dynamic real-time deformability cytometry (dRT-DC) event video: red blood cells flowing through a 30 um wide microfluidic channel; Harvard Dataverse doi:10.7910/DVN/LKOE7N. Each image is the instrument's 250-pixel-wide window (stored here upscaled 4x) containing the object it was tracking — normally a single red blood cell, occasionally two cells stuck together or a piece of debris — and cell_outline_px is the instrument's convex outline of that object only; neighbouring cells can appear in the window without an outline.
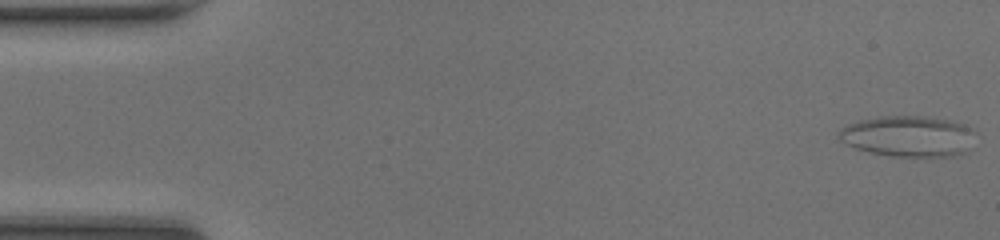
{"species": "common noctule bat (a hibernating species)", "species_latin": "Nyctalus noctula", "temperature_condition": "room temperature", "stored_images_in_passage": 48, "segment_of_instrument_passage": [1, 2], "camera_frame_rate_fps": 3000, "um_per_image_px": 0.085, "animal": {"sex": "female", "body_mass_g": 20.0, "forearm_length_mm": 54.0}, "frame": {"image": 1, "passage_image": 1, "time_ms": 0.0, "image_size_px": [1000, 240], "cell_outline_px": [[976, 132], [968, 152], [952, 156], [892, 156], [868, 152], [844, 144], [836, 136], [836, 132], [840, 128], [848, 124], [860, 120], [880, 116], [928, 116], [952, 120], [964, 124], [972, 128]], "centroid_in_image_um": [77.2, 11.57], "position_along_channel_um": 7.8, "area_um2": 33.12}}
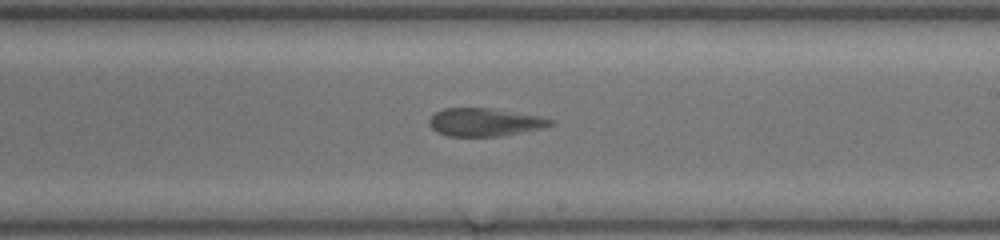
{"frame": {"image": 2, "passage_image": 28, "time_ms": 9.0, "image_size_px": [1000, 240], "cell_outline_px": [[556, 124], [544, 128], [500, 136], [448, 136], [436, 132], [428, 124], [428, 120], [436, 112], [444, 108], [492, 108], [544, 116], [556, 120]], "centroid_in_image_um": [41.27, 10.38], "position_along_channel_um": 247.7, "area_um2": 20.17}}
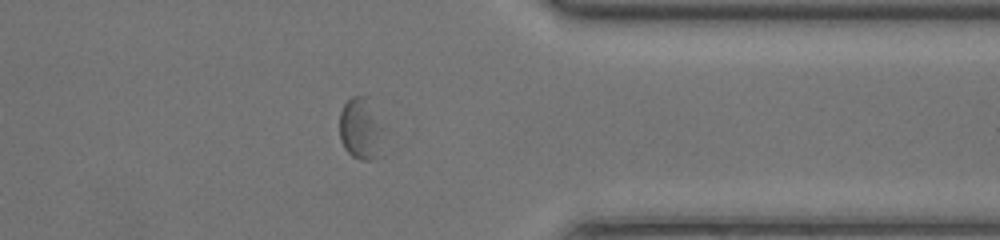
{"frame": {"image": 3, "passage_image": 38, "time_ms": 12.333, "image_size_px": [1000, 240], "cell_outline_px": [[384, 156], [372, 160], [360, 160], [352, 156], [344, 148], [340, 140], [340, 112], [344, 104], [352, 96], [368, 96], [380, 128]], "centroid_in_image_um": [30.65, 11.01], "position_along_channel_um": 380.7, "area_um2": 15.84}}